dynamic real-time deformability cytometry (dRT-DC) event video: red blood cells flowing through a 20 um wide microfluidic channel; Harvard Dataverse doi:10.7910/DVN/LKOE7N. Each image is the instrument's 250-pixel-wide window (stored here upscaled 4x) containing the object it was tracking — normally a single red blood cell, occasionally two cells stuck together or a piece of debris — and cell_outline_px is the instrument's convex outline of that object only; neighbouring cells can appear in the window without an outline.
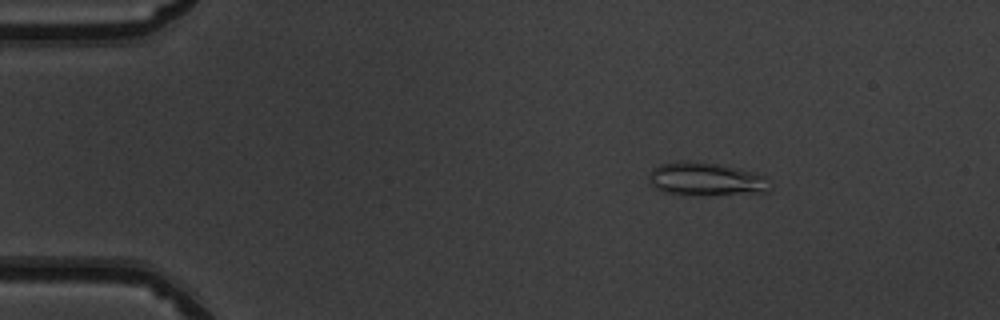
{"species": "common noctule bat (a hibernating species)", "species_latin": "Nyctalus noctula", "temperature_condition": "warm", "stored_images_in_passage": 43, "camera_frame_rate_fps": 3000, "um_per_image_px": 0.085, "animal": {"sex": "male", "body_mass_g": 19.5, "forearm_length_mm": 54.6}, "frame": {"image": 1, "passage_image": 1, "time_ms": 0.0, "image_size_px": [1000, 320], "cell_outline_px": [[772, 188], [768, 192], [664, 192], [656, 188], [652, 184], [648, 176], [652, 168], [660, 164], [676, 160], [688, 160], [716, 164], [740, 168], [756, 172], [768, 176]], "centroid_in_image_um": [60.04, 15.14], "position_along_channel_um": 25.0, "area_um2": 22.6}}
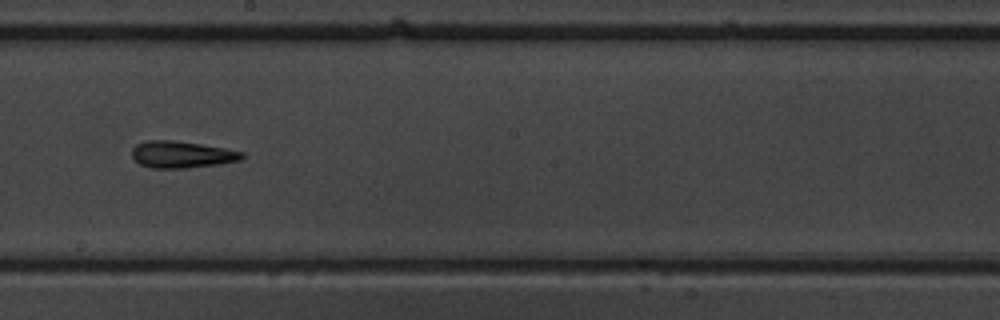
{"frame": {"image": 2, "passage_image": 22, "time_ms": 7.0, "image_size_px": [1000, 320], "cell_outline_px": [[244, 156], [240, 160], [220, 164], [184, 168], [152, 168], [140, 164], [132, 156], [132, 148], [136, 144], [144, 140], [172, 140], [200, 144], [224, 148], [244, 152]], "centroid_in_image_um": [15.43, 13.13], "position_along_channel_um": 232.8, "area_um2": 17.17}}
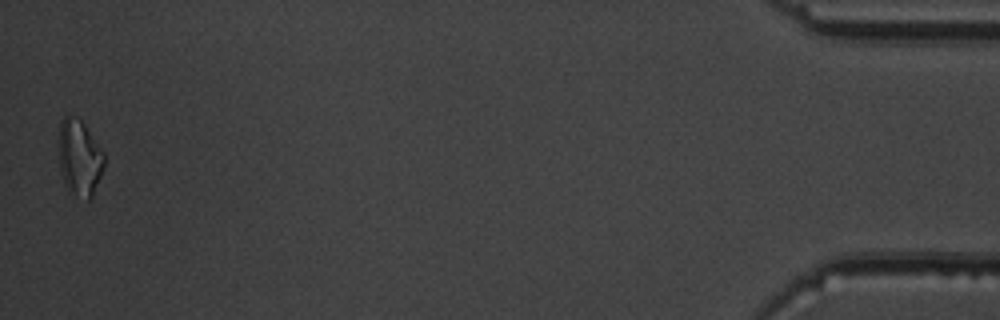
{"frame": {"image": 3, "passage_image": 43, "time_ms": 14.0, "image_size_px": [1000, 320], "cell_outline_px": [[104, 168], [92, 196], [88, 200], [76, 196], [68, 192], [64, 184], [60, 168], [56, 140], [60, 120], [64, 116], [68, 116], [80, 120], [84, 124], [104, 152]], "centroid_in_image_um": [6.71, 13.41], "position_along_channel_um": 428.5, "area_um2": 20.63}, "authors_computed_cell_mechanics": {"area_um2": 17.3978, "velocity_mm_per_s": 4.0528, "shape_relaxation_time_tau1_ms": 6.9371, "shape_relaxation_time_tau2_ms": 3.2941, "deformation_change_tau1": 0.2184, "deformation_change_tau2": 0.1403}}